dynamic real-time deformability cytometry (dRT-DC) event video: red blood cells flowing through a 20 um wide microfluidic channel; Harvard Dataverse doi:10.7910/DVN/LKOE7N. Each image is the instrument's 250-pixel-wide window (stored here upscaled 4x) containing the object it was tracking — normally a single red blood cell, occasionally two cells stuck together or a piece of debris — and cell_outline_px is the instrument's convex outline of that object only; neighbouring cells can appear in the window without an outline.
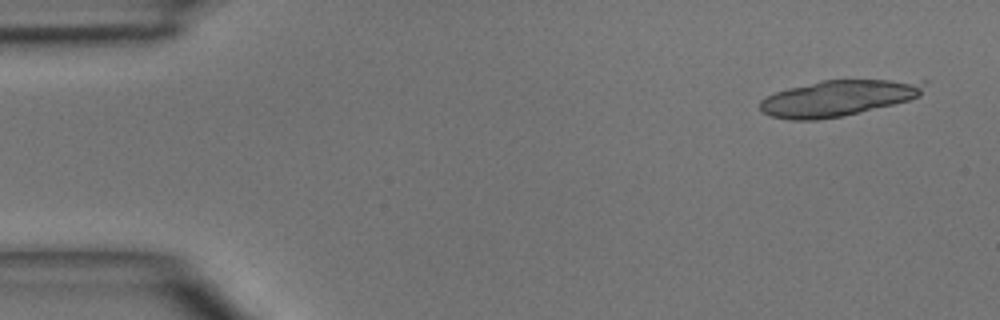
{"species": "common noctule bat (a hibernating species)", "species_latin": "Nyctalus noctula", "temperature_condition": "room temperature", "stored_images_in_passage": 3, "camera_frame_rate_fps": 3000, "um_per_image_px": 0.085, "animal": {"sex": "male", "body_mass_g": 15.6}, "frame": {"image": 1, "passage_image": 1, "time_ms": 0.0, "image_size_px": [1000, 320], "cell_outline_px": [[928, 80], [920, 96], [908, 100], [844, 116], [816, 120], [792, 120], [772, 116], [764, 112], [760, 108], [760, 100], [776, 92], [788, 88], [820, 80]], "centroid_in_image_um": [71.27, 8.33], "position_along_channel_um": 13.7, "area_um2": 34.28}}